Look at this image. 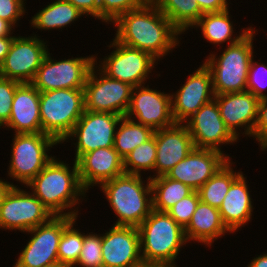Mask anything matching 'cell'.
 Segmentation results:
<instances>
[{"label":"cell","instance_id":"obj_1","mask_svg":"<svg viewBox=\"0 0 267 267\" xmlns=\"http://www.w3.org/2000/svg\"><path fill=\"white\" fill-rule=\"evenodd\" d=\"M111 25L118 42L147 52L158 62L182 45L183 34L152 2H143Z\"/></svg>","mask_w":267,"mask_h":267},{"label":"cell","instance_id":"obj_2","mask_svg":"<svg viewBox=\"0 0 267 267\" xmlns=\"http://www.w3.org/2000/svg\"><path fill=\"white\" fill-rule=\"evenodd\" d=\"M73 161L71 166L66 160L54 156L25 186L53 216L79 217L81 214L80 205L88 192L81 185L78 166Z\"/></svg>","mask_w":267,"mask_h":267},{"label":"cell","instance_id":"obj_3","mask_svg":"<svg viewBox=\"0 0 267 267\" xmlns=\"http://www.w3.org/2000/svg\"><path fill=\"white\" fill-rule=\"evenodd\" d=\"M145 178L124 173L98 187L117 217L112 225L138 227L151 213V181L148 176Z\"/></svg>","mask_w":267,"mask_h":267},{"label":"cell","instance_id":"obj_4","mask_svg":"<svg viewBox=\"0 0 267 267\" xmlns=\"http://www.w3.org/2000/svg\"><path fill=\"white\" fill-rule=\"evenodd\" d=\"M257 34L258 29L252 27L238 42L217 48L221 54L211 51L202 61L211 72L215 95L246 91L249 66L256 56L254 41Z\"/></svg>","mask_w":267,"mask_h":267},{"label":"cell","instance_id":"obj_5","mask_svg":"<svg viewBox=\"0 0 267 267\" xmlns=\"http://www.w3.org/2000/svg\"><path fill=\"white\" fill-rule=\"evenodd\" d=\"M144 264L177 267L181 249L188 246L185 231L167 212L152 210L138 226Z\"/></svg>","mask_w":267,"mask_h":267},{"label":"cell","instance_id":"obj_6","mask_svg":"<svg viewBox=\"0 0 267 267\" xmlns=\"http://www.w3.org/2000/svg\"><path fill=\"white\" fill-rule=\"evenodd\" d=\"M13 135L6 177L8 176L7 180L10 177L13 182H9L13 186L17 182V186H26L52 160L55 155L50 154L51 149L60 144L52 136L42 132Z\"/></svg>","mask_w":267,"mask_h":267},{"label":"cell","instance_id":"obj_7","mask_svg":"<svg viewBox=\"0 0 267 267\" xmlns=\"http://www.w3.org/2000/svg\"><path fill=\"white\" fill-rule=\"evenodd\" d=\"M83 112V89L40 92L42 133L52 136L60 145L71 133Z\"/></svg>","mask_w":267,"mask_h":267},{"label":"cell","instance_id":"obj_8","mask_svg":"<svg viewBox=\"0 0 267 267\" xmlns=\"http://www.w3.org/2000/svg\"><path fill=\"white\" fill-rule=\"evenodd\" d=\"M111 40L106 47L109 51L113 50L102 58L95 53L94 64L110 78L133 87L148 84L147 81L152 79L150 76L153 77L156 71L155 66L160 63L147 52L123 45L114 37Z\"/></svg>","mask_w":267,"mask_h":267},{"label":"cell","instance_id":"obj_9","mask_svg":"<svg viewBox=\"0 0 267 267\" xmlns=\"http://www.w3.org/2000/svg\"><path fill=\"white\" fill-rule=\"evenodd\" d=\"M52 55V56H51ZM95 54L91 56H68L55 59L48 51L31 84L39 91L56 89H83L88 74L94 65Z\"/></svg>","mask_w":267,"mask_h":267},{"label":"cell","instance_id":"obj_10","mask_svg":"<svg viewBox=\"0 0 267 267\" xmlns=\"http://www.w3.org/2000/svg\"><path fill=\"white\" fill-rule=\"evenodd\" d=\"M25 186H12L0 206V229L25 233L48 222L53 215ZM27 190V191H26Z\"/></svg>","mask_w":267,"mask_h":267},{"label":"cell","instance_id":"obj_11","mask_svg":"<svg viewBox=\"0 0 267 267\" xmlns=\"http://www.w3.org/2000/svg\"><path fill=\"white\" fill-rule=\"evenodd\" d=\"M71 216H53L48 222L38 225L25 234L29 240L18 254L12 267H44L58 259V246L64 228L74 219Z\"/></svg>","mask_w":267,"mask_h":267},{"label":"cell","instance_id":"obj_12","mask_svg":"<svg viewBox=\"0 0 267 267\" xmlns=\"http://www.w3.org/2000/svg\"><path fill=\"white\" fill-rule=\"evenodd\" d=\"M132 89L130 84L110 78L94 64L83 88L84 110L125 116Z\"/></svg>","mask_w":267,"mask_h":267},{"label":"cell","instance_id":"obj_13","mask_svg":"<svg viewBox=\"0 0 267 267\" xmlns=\"http://www.w3.org/2000/svg\"><path fill=\"white\" fill-rule=\"evenodd\" d=\"M121 118L122 116L114 113L84 110L71 133L61 144L71 142V147H74L75 151V162L85 153L98 148L113 147L116 128Z\"/></svg>","mask_w":267,"mask_h":267},{"label":"cell","instance_id":"obj_14","mask_svg":"<svg viewBox=\"0 0 267 267\" xmlns=\"http://www.w3.org/2000/svg\"><path fill=\"white\" fill-rule=\"evenodd\" d=\"M41 37L34 32L28 37L17 34L0 66V76L20 83H31L51 50L48 48L50 42Z\"/></svg>","mask_w":267,"mask_h":267},{"label":"cell","instance_id":"obj_15","mask_svg":"<svg viewBox=\"0 0 267 267\" xmlns=\"http://www.w3.org/2000/svg\"><path fill=\"white\" fill-rule=\"evenodd\" d=\"M182 124L188 129L195 148L215 149L232 159L222 150L223 145H236L240 141L225 126L215 99L204 104Z\"/></svg>","mask_w":267,"mask_h":267},{"label":"cell","instance_id":"obj_16","mask_svg":"<svg viewBox=\"0 0 267 267\" xmlns=\"http://www.w3.org/2000/svg\"><path fill=\"white\" fill-rule=\"evenodd\" d=\"M150 88L146 85L133 87L126 117L148 126L154 131L175 124L172 116L171 92Z\"/></svg>","mask_w":267,"mask_h":267},{"label":"cell","instance_id":"obj_17","mask_svg":"<svg viewBox=\"0 0 267 267\" xmlns=\"http://www.w3.org/2000/svg\"><path fill=\"white\" fill-rule=\"evenodd\" d=\"M184 84L171 93L172 116L175 123H183L199 108L215 98L210 70L201 62L187 76Z\"/></svg>","mask_w":267,"mask_h":267},{"label":"cell","instance_id":"obj_18","mask_svg":"<svg viewBox=\"0 0 267 267\" xmlns=\"http://www.w3.org/2000/svg\"><path fill=\"white\" fill-rule=\"evenodd\" d=\"M103 267H138L141 257L138 227L111 225L101 234Z\"/></svg>","mask_w":267,"mask_h":267},{"label":"cell","instance_id":"obj_19","mask_svg":"<svg viewBox=\"0 0 267 267\" xmlns=\"http://www.w3.org/2000/svg\"><path fill=\"white\" fill-rule=\"evenodd\" d=\"M214 99L218 104L221 118L231 134L238 141L242 135L246 139L253 138L259 99L249 91L215 95Z\"/></svg>","mask_w":267,"mask_h":267},{"label":"cell","instance_id":"obj_20","mask_svg":"<svg viewBox=\"0 0 267 267\" xmlns=\"http://www.w3.org/2000/svg\"><path fill=\"white\" fill-rule=\"evenodd\" d=\"M229 158L215 149L194 148L166 176L198 191Z\"/></svg>","mask_w":267,"mask_h":267},{"label":"cell","instance_id":"obj_21","mask_svg":"<svg viewBox=\"0 0 267 267\" xmlns=\"http://www.w3.org/2000/svg\"><path fill=\"white\" fill-rule=\"evenodd\" d=\"M156 162L151 178L166 175L195 148L188 129L182 123L156 130Z\"/></svg>","mask_w":267,"mask_h":267},{"label":"cell","instance_id":"obj_22","mask_svg":"<svg viewBox=\"0 0 267 267\" xmlns=\"http://www.w3.org/2000/svg\"><path fill=\"white\" fill-rule=\"evenodd\" d=\"M82 187L88 190L125 173L123 159L114 147L98 148L83 154L77 161Z\"/></svg>","mask_w":267,"mask_h":267},{"label":"cell","instance_id":"obj_23","mask_svg":"<svg viewBox=\"0 0 267 267\" xmlns=\"http://www.w3.org/2000/svg\"><path fill=\"white\" fill-rule=\"evenodd\" d=\"M2 128L13 134L42 132L40 92L31 83H20L16 87L10 118Z\"/></svg>","mask_w":267,"mask_h":267},{"label":"cell","instance_id":"obj_24","mask_svg":"<svg viewBox=\"0 0 267 267\" xmlns=\"http://www.w3.org/2000/svg\"><path fill=\"white\" fill-rule=\"evenodd\" d=\"M247 176L242 173L230 186L219 212L224 225L234 234L253 220L255 207ZM251 190V191H250ZM253 215V216H252ZM249 222V223H248Z\"/></svg>","mask_w":267,"mask_h":267},{"label":"cell","instance_id":"obj_25","mask_svg":"<svg viewBox=\"0 0 267 267\" xmlns=\"http://www.w3.org/2000/svg\"><path fill=\"white\" fill-rule=\"evenodd\" d=\"M189 244L200 243V246L212 248L214 242L232 234L224 225L219 209L199 201L189 224L184 228Z\"/></svg>","mask_w":267,"mask_h":267},{"label":"cell","instance_id":"obj_26","mask_svg":"<svg viewBox=\"0 0 267 267\" xmlns=\"http://www.w3.org/2000/svg\"><path fill=\"white\" fill-rule=\"evenodd\" d=\"M230 11L229 8L222 12L204 13L189 31H193L191 29L200 30L203 40L206 39L207 43L209 42L216 47L219 46V48H222L225 43L227 45L234 44L243 38L254 25L241 28V31L235 32L236 27L233 26L237 25H234L233 22H236V20H232L233 16Z\"/></svg>","mask_w":267,"mask_h":267},{"label":"cell","instance_id":"obj_27","mask_svg":"<svg viewBox=\"0 0 267 267\" xmlns=\"http://www.w3.org/2000/svg\"><path fill=\"white\" fill-rule=\"evenodd\" d=\"M47 5L38 10L36 14L28 20L31 29L35 28L40 32H50L58 30L59 32L65 30L64 28L70 27L76 21L82 19L85 15L80 12L72 3L66 0H51ZM62 29V30H61Z\"/></svg>","mask_w":267,"mask_h":267},{"label":"cell","instance_id":"obj_28","mask_svg":"<svg viewBox=\"0 0 267 267\" xmlns=\"http://www.w3.org/2000/svg\"><path fill=\"white\" fill-rule=\"evenodd\" d=\"M233 164H235L233 159H229L199 188L198 193L202 202L219 209L231 184L243 173L242 169L235 170L237 166Z\"/></svg>","mask_w":267,"mask_h":267},{"label":"cell","instance_id":"obj_29","mask_svg":"<svg viewBox=\"0 0 267 267\" xmlns=\"http://www.w3.org/2000/svg\"><path fill=\"white\" fill-rule=\"evenodd\" d=\"M152 3L183 36L204 14L195 0H152Z\"/></svg>","mask_w":267,"mask_h":267},{"label":"cell","instance_id":"obj_30","mask_svg":"<svg viewBox=\"0 0 267 267\" xmlns=\"http://www.w3.org/2000/svg\"><path fill=\"white\" fill-rule=\"evenodd\" d=\"M152 208L158 212H167L179 200L190 195L194 190L180 181L166 175L151 178Z\"/></svg>","mask_w":267,"mask_h":267},{"label":"cell","instance_id":"obj_31","mask_svg":"<svg viewBox=\"0 0 267 267\" xmlns=\"http://www.w3.org/2000/svg\"><path fill=\"white\" fill-rule=\"evenodd\" d=\"M154 132L150 127L122 116L116 128L113 147L124 160L137 146L151 139Z\"/></svg>","mask_w":267,"mask_h":267},{"label":"cell","instance_id":"obj_32","mask_svg":"<svg viewBox=\"0 0 267 267\" xmlns=\"http://www.w3.org/2000/svg\"><path fill=\"white\" fill-rule=\"evenodd\" d=\"M156 152V140L155 136H153L145 143L137 146L124 158L123 168L125 173L141 176L150 173L148 177L151 179V174L154 173L155 168Z\"/></svg>","mask_w":267,"mask_h":267},{"label":"cell","instance_id":"obj_33","mask_svg":"<svg viewBox=\"0 0 267 267\" xmlns=\"http://www.w3.org/2000/svg\"><path fill=\"white\" fill-rule=\"evenodd\" d=\"M78 217H75L63 230L58 246V259L62 264L73 267L80 256L83 246V232L78 226ZM79 228V229H78Z\"/></svg>","mask_w":267,"mask_h":267},{"label":"cell","instance_id":"obj_34","mask_svg":"<svg viewBox=\"0 0 267 267\" xmlns=\"http://www.w3.org/2000/svg\"><path fill=\"white\" fill-rule=\"evenodd\" d=\"M103 267L101 233L83 232V246L73 267Z\"/></svg>","mask_w":267,"mask_h":267},{"label":"cell","instance_id":"obj_35","mask_svg":"<svg viewBox=\"0 0 267 267\" xmlns=\"http://www.w3.org/2000/svg\"><path fill=\"white\" fill-rule=\"evenodd\" d=\"M99 20L102 24H113L122 14L137 9L143 0H98ZM104 22V23H103Z\"/></svg>","mask_w":267,"mask_h":267},{"label":"cell","instance_id":"obj_36","mask_svg":"<svg viewBox=\"0 0 267 267\" xmlns=\"http://www.w3.org/2000/svg\"><path fill=\"white\" fill-rule=\"evenodd\" d=\"M253 56L249 71L246 91L251 92L259 100L267 97V64L256 61Z\"/></svg>","mask_w":267,"mask_h":267},{"label":"cell","instance_id":"obj_37","mask_svg":"<svg viewBox=\"0 0 267 267\" xmlns=\"http://www.w3.org/2000/svg\"><path fill=\"white\" fill-rule=\"evenodd\" d=\"M200 196L198 191L179 200L167 213L183 228H185L199 204Z\"/></svg>","mask_w":267,"mask_h":267},{"label":"cell","instance_id":"obj_38","mask_svg":"<svg viewBox=\"0 0 267 267\" xmlns=\"http://www.w3.org/2000/svg\"><path fill=\"white\" fill-rule=\"evenodd\" d=\"M20 82L0 76V129L8 122L13 97Z\"/></svg>","mask_w":267,"mask_h":267},{"label":"cell","instance_id":"obj_39","mask_svg":"<svg viewBox=\"0 0 267 267\" xmlns=\"http://www.w3.org/2000/svg\"><path fill=\"white\" fill-rule=\"evenodd\" d=\"M26 0H0V18L9 22L14 28L21 26L19 21L26 12Z\"/></svg>","mask_w":267,"mask_h":267},{"label":"cell","instance_id":"obj_40","mask_svg":"<svg viewBox=\"0 0 267 267\" xmlns=\"http://www.w3.org/2000/svg\"><path fill=\"white\" fill-rule=\"evenodd\" d=\"M253 139L258 143L260 151H267V97L259 100Z\"/></svg>","mask_w":267,"mask_h":267},{"label":"cell","instance_id":"obj_41","mask_svg":"<svg viewBox=\"0 0 267 267\" xmlns=\"http://www.w3.org/2000/svg\"><path fill=\"white\" fill-rule=\"evenodd\" d=\"M72 3L86 18L89 16L99 20V1L98 0H66Z\"/></svg>","mask_w":267,"mask_h":267},{"label":"cell","instance_id":"obj_42","mask_svg":"<svg viewBox=\"0 0 267 267\" xmlns=\"http://www.w3.org/2000/svg\"><path fill=\"white\" fill-rule=\"evenodd\" d=\"M203 13L222 12L229 9L230 0H195ZM229 1V2H228Z\"/></svg>","mask_w":267,"mask_h":267},{"label":"cell","instance_id":"obj_43","mask_svg":"<svg viewBox=\"0 0 267 267\" xmlns=\"http://www.w3.org/2000/svg\"><path fill=\"white\" fill-rule=\"evenodd\" d=\"M15 36L0 37V66L9 52Z\"/></svg>","mask_w":267,"mask_h":267},{"label":"cell","instance_id":"obj_44","mask_svg":"<svg viewBox=\"0 0 267 267\" xmlns=\"http://www.w3.org/2000/svg\"><path fill=\"white\" fill-rule=\"evenodd\" d=\"M267 252V251H266ZM262 252L260 255H255L251 259V261L248 262V265L246 267H267V253Z\"/></svg>","mask_w":267,"mask_h":267},{"label":"cell","instance_id":"obj_45","mask_svg":"<svg viewBox=\"0 0 267 267\" xmlns=\"http://www.w3.org/2000/svg\"><path fill=\"white\" fill-rule=\"evenodd\" d=\"M14 32L15 28L9 22L0 18V37L16 36Z\"/></svg>","mask_w":267,"mask_h":267},{"label":"cell","instance_id":"obj_46","mask_svg":"<svg viewBox=\"0 0 267 267\" xmlns=\"http://www.w3.org/2000/svg\"><path fill=\"white\" fill-rule=\"evenodd\" d=\"M5 178H0V206L6 196V194L8 193V191L10 190V188L13 186L12 184H10V182L7 181V179L5 180Z\"/></svg>","mask_w":267,"mask_h":267},{"label":"cell","instance_id":"obj_47","mask_svg":"<svg viewBox=\"0 0 267 267\" xmlns=\"http://www.w3.org/2000/svg\"><path fill=\"white\" fill-rule=\"evenodd\" d=\"M44 267H68V266L65 264H62L61 262H56V263H53V264H50Z\"/></svg>","mask_w":267,"mask_h":267},{"label":"cell","instance_id":"obj_48","mask_svg":"<svg viewBox=\"0 0 267 267\" xmlns=\"http://www.w3.org/2000/svg\"><path fill=\"white\" fill-rule=\"evenodd\" d=\"M138 267H167V266L158 265V264H142Z\"/></svg>","mask_w":267,"mask_h":267},{"label":"cell","instance_id":"obj_49","mask_svg":"<svg viewBox=\"0 0 267 267\" xmlns=\"http://www.w3.org/2000/svg\"><path fill=\"white\" fill-rule=\"evenodd\" d=\"M144 2H152V0H143Z\"/></svg>","mask_w":267,"mask_h":267}]
</instances>
